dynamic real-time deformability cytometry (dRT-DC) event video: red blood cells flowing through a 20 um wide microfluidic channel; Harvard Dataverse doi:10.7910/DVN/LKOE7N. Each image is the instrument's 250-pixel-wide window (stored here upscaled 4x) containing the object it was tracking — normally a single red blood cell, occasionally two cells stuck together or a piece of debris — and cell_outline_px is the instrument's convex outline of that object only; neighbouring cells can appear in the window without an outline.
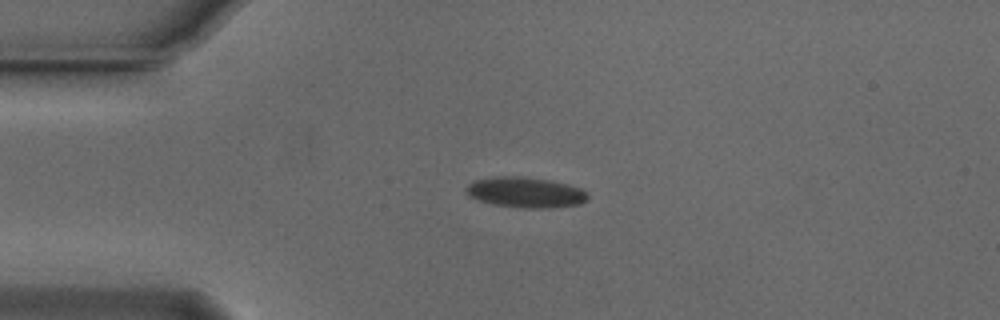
{"species": "Egyptian fruit bat (a non-hibernating species)", "species_latin": "Rousettus aegyptiacus", "temperature_condition": "cold", "stored_images_in_passage": 47, "camera_frame_rate_fps": 3000, "um_per_image_px": 0.085, "animal": {"sex": "male"}, "frame": {"image": 1, "passage_image": 12, "time_ms": 3.667, "image_size_px": [1000, 320], "cell_outline_px": [[588, 200], [580, 204], [548, 208], [516, 208], [492, 204], [476, 200], [468, 196], [464, 188], [468, 184], [476, 180], [496, 176], [524, 176], [548, 180], [568, 184], [580, 188], [588, 192]], "centroid_in_image_um": [44.65, 16.36], "position_along_channel_um": 40.4, "area_um2": 21.96}}
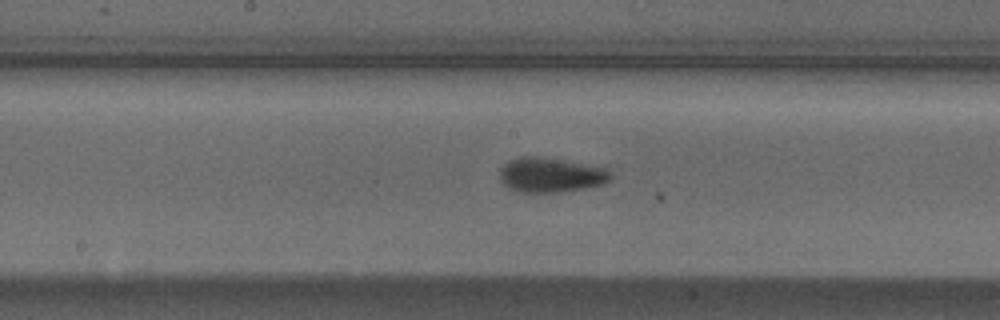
{"frame": {"image": 2, "passage_image": 27, "time_ms": 8.667, "image_size_px": [1000, 320], "cell_outline_px": [[612, 176], [604, 184], [584, 188], [556, 192], [520, 192], [508, 188], [500, 180], [500, 168], [504, 164], [520, 156], [536, 156], [608, 168], [612, 172]], "centroid_in_image_um": [46.81, 14.87], "position_along_channel_um": 201.4, "area_um2": 22.25}}
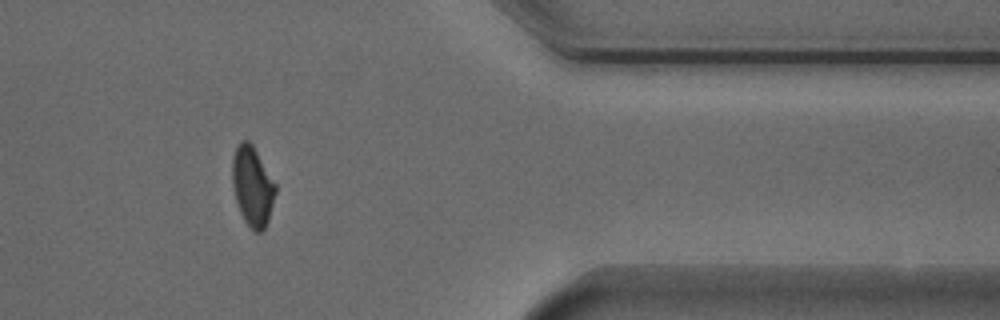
{"frame": {"image": 3, "passage_image": 44, "time_ms": 14.333, "image_size_px": [1000, 320], "cell_outline_px": [[276, 192], [268, 220], [264, 228], [260, 232], [256, 232], [244, 220], [240, 212], [236, 200], [232, 184], [232, 160], [236, 148], [240, 140], [248, 140], [252, 144], [276, 184]], "centroid_in_image_um": [21.45, 15.81], "position_along_channel_um": 389.9, "area_um2": 19.83}, "authors_computed_cell_mechanics": {"area_um2": 20.8658, "velocity_mm_per_s": 3.7372, "shape_relaxation_time_tau1_ms": 3.0169, "shape_relaxation_time_tau2_ms": 3.8671, "deformation_change_tau1": 0.1122, "deformation_change_tau2": 0.0685}}